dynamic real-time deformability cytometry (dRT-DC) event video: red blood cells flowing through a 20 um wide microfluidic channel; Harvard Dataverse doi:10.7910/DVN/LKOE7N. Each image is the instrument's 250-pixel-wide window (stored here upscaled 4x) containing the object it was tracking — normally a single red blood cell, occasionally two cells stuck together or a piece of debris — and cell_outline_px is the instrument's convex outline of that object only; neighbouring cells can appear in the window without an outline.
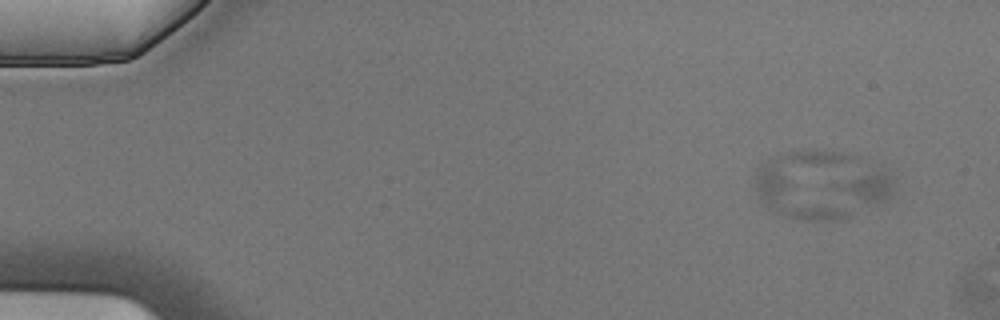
{"species": "Egyptian fruit bat (a non-hibernating species)", "species_latin": "Rousettus aegyptiacus", "temperature_condition": "cold", "stored_images_in_passage": 6, "camera_frame_rate_fps": 3000, "um_per_image_px": 0.085, "animal": {"sex": "male"}, "frame": {"image": 1, "passage_image": 2, "time_ms": 0.333, "image_size_px": [1000, 320], "cell_outline_px": [[892, 196], [884, 204], [876, 204], [836, 192], [828, 188], [828, 184], [880, 164], [888, 172], [892, 180]], "centroid_in_image_um": [73.65, 15.76], "position_along_channel_um": 11.4, "area_um2": 11.39}}